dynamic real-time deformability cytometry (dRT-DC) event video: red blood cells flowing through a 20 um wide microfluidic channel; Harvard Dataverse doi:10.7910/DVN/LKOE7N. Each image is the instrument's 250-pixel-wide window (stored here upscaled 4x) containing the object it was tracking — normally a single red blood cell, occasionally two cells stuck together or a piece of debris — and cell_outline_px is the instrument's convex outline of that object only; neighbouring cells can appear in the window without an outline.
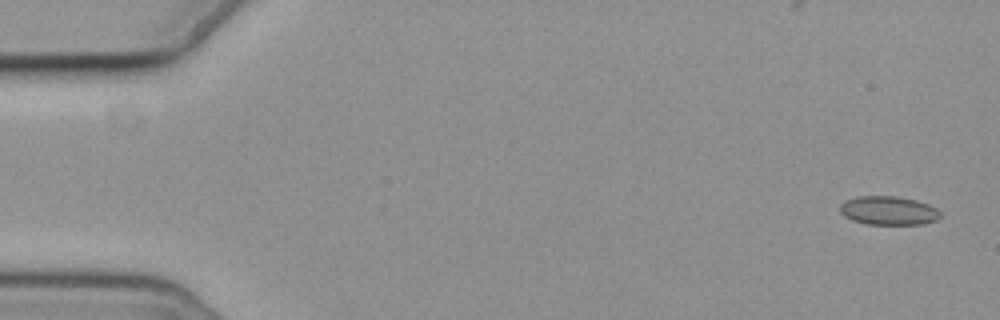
{"species": "common noctule bat (a hibernating species)", "species_latin": "Nyctalus noctula", "temperature_condition": "cold", "stored_images_in_passage": 5, "camera_frame_rate_fps": 3000, "um_per_image_px": 0.085, "animal": {"sex": "female", "body_mass_g": 19.3, "forearm_length_mm": 54.1}, "frame": {"image": 1, "passage_image": 1, "time_ms": 0.0, "image_size_px": [1000, 320], "cell_outline_px": [[940, 216], [936, 220], [924, 224], [868, 224], [852, 220], [844, 216], [840, 212], [840, 204], [844, 200], [860, 196], [896, 196], [916, 200], [928, 204], [936, 208], [940, 212]], "centroid_in_image_um": [75.51, 17.89], "position_along_channel_um": 9.5, "area_um2": 16.82}}